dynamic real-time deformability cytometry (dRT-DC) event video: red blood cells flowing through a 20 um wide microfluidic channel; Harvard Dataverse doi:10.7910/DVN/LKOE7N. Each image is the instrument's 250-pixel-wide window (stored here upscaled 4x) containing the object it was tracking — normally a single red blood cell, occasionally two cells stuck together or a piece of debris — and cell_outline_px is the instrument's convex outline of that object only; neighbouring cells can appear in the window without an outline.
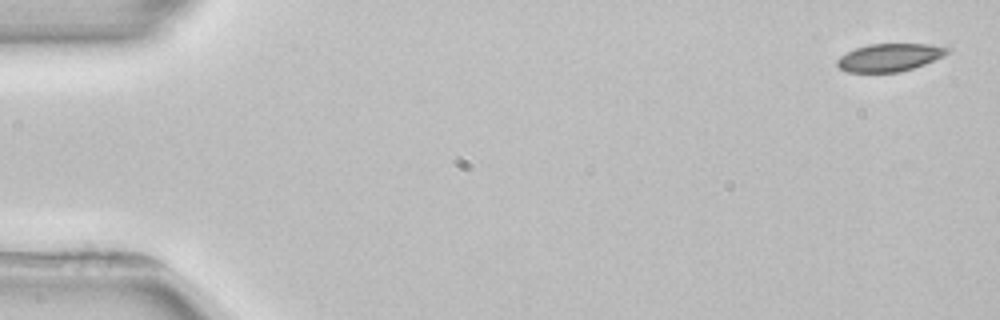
{"species": "common noctule bat (a hibernating species)", "species_latin": "Nyctalus noctula", "temperature_condition": "room temperature", "stored_images_in_passage": 3, "camera_frame_rate_fps": 3000, "um_per_image_px": 0.085, "animal": {"sex": "female", "body_mass_g": 22.7, "forearm_length_mm": 54.2}, "frame": {"image": 1, "passage_image": 1, "time_ms": 0.0, "image_size_px": [1000, 320], "cell_outline_px": [[952, 48], [948, 52], [924, 64], [900, 72], [848, 72], [840, 68], [836, 64], [836, 60], [840, 56], [856, 48], [868, 44], [928, 44]], "centroid_in_image_um": [75.57, 4.88], "position_along_channel_um": 9.4, "area_um2": 17.57}}